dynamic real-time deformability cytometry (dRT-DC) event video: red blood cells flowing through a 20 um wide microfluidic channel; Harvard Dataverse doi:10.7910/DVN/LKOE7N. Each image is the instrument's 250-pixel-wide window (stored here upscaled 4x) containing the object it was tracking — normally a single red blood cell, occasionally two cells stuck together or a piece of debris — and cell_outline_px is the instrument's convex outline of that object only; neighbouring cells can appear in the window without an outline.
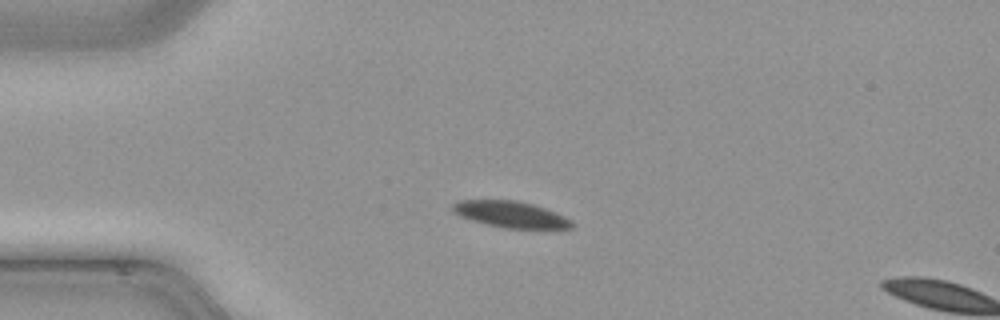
{"species": "common noctule bat (a hibernating species)", "species_latin": "Nyctalus noctula", "temperature_condition": "cold", "stored_images_in_passage": 4, "camera_frame_rate_fps": 3000, "um_per_image_px": 0.085, "animal": {"sex": "male", "body_mass_g": 21.5, "forearm_length_mm": 52.0}, "frame": {"image": 1, "passage_image": 2, "time_ms": 0.333, "image_size_px": [1000, 320], "cell_outline_px": [[576, 224], [572, 228], [548, 232], [504, 228], [472, 220], [460, 216], [452, 212], [452, 204], [460, 200], [516, 200], [532, 204], [556, 212], [572, 220]], "centroid_in_image_um": [43.55, 18.28], "position_along_channel_um": 41.4, "area_um2": 19.19}}